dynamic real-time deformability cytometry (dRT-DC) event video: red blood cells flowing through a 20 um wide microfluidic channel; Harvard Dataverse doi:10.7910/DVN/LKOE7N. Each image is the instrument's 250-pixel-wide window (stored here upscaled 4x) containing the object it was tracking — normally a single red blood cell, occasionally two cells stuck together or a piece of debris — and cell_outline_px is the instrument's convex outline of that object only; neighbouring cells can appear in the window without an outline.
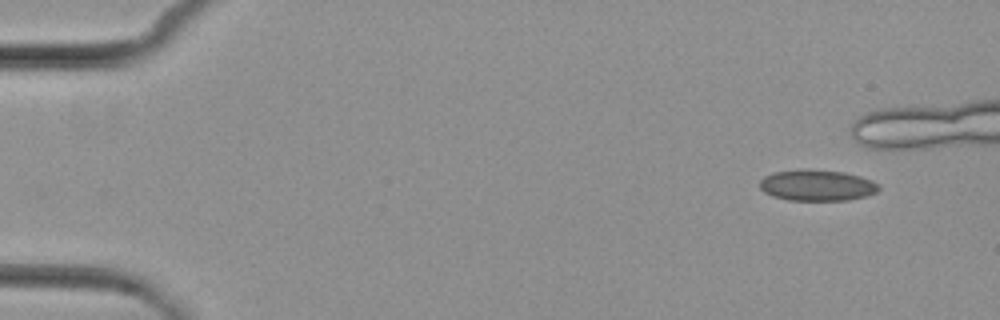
{"species": "common noctule bat (a hibernating species)", "species_latin": "Nyctalus noctula", "temperature_condition": "cold", "stored_images_in_passage": 10, "camera_frame_rate_fps": 3000, "um_per_image_px": 0.085, "animal": {"sex": "female", "body_mass_g": 29.2, "forearm_length_mm": 56.3}, "frame": {"image": 1, "passage_image": 1, "time_ms": 0.0, "image_size_px": [1000, 320], "cell_outline_px": [[880, 188], [876, 192], [864, 196], [848, 200], [788, 200], [772, 196], [764, 192], [760, 188], [760, 180], [764, 176], [772, 172], [844, 172], [860, 176], [872, 180], [880, 184]], "centroid_in_image_um": [69.47, 15.8], "position_along_channel_um": 15.5, "area_um2": 20.75}}
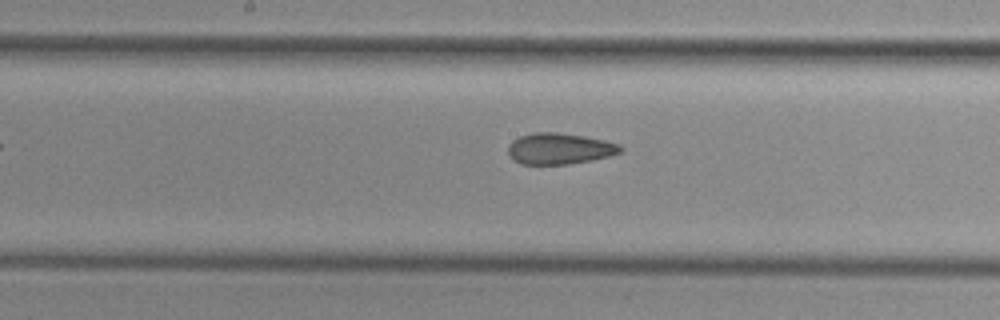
{"frame": {"image": 2, "passage_image": 10, "time_ms": 10.667, "image_size_px": [1000, 320], "cell_outline_px": [[624, 148], [620, 152], [608, 156], [592, 160], [568, 164], [520, 164], [508, 152], [508, 144], [512, 140], [520, 136], [536, 132], [556, 132], [584, 136], [604, 140], [620, 144]], "centroid_in_image_um": [47.57, 12.63], "position_along_channel_um": 200.6, "area_um2": 20.29}}